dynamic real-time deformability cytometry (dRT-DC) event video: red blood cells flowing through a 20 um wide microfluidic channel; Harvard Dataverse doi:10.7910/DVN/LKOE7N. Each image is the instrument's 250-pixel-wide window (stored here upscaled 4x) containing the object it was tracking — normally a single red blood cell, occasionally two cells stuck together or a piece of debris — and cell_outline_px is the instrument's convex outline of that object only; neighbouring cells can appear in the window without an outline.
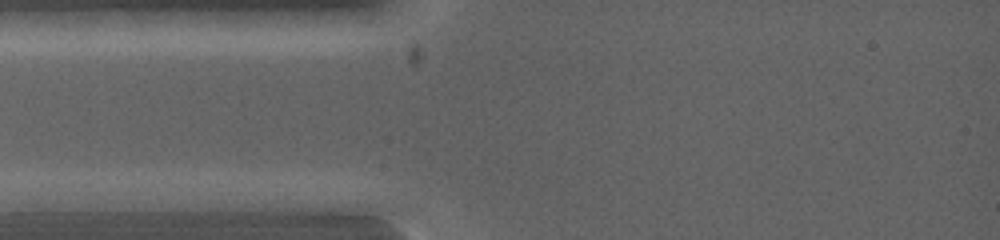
{"species": "common noctule bat (a hibernating species)", "species_latin": "Nyctalus noctula", "temperature_condition": "warm", "stored_images_in_passage": 2, "camera_frame_rate_fps": 5000, "um_per_image_px": 0.085, "animal": {"sex": "female", "body_mass_g": 19.0, "forearm_length_mm": 53.3}, "frame": {"image": 1, "passage_image": 1, "time_ms": 0.0, "image_size_px": [1000, 240], "cell_outline_px": [[184, 200], [168, 212], [88, 212], [76, 200], [96, 192], [148, 192]], "centroid_in_image_um": [10.89, 17.2], "position_along_channel_um": 74.1, "area_um2": 12.77}}